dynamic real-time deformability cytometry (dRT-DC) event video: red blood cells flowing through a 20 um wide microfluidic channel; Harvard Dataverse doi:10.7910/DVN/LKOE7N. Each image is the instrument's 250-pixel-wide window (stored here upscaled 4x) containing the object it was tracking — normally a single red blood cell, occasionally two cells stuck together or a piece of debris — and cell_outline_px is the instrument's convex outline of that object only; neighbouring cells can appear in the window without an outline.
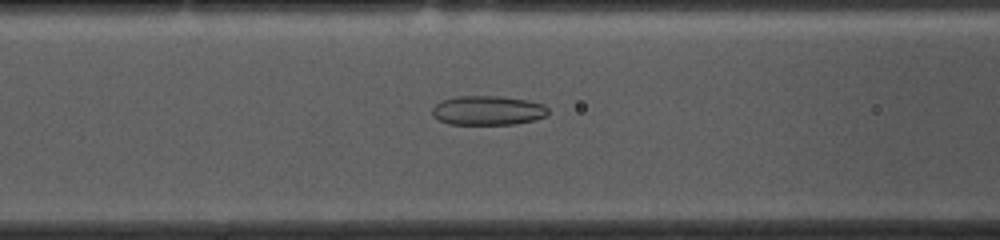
{"species": "common noctule bat (a hibernating species)", "species_latin": "Nyctalus noctula", "temperature_condition": "cold", "stored_images_in_passage": 53, "camera_frame_rate_fps": 3000, "um_per_image_px": 0.085, "animal": {"sex": "female", "body_mass_g": 10.0, "forearm_length_mm": 53.1}, "frame": {"image": 1, "passage_image": 20, "time_ms": 6.333, "image_size_px": [1000, 240], "cell_outline_px": [[548, 116], [516, 124], [448, 124], [432, 116], [432, 108], [440, 100], [456, 96], [496, 96], [528, 100], [544, 104], [548, 108]], "centroid_in_image_um": [41.46, 9.38], "position_along_channel_um": 125.1, "area_um2": 19.94}}
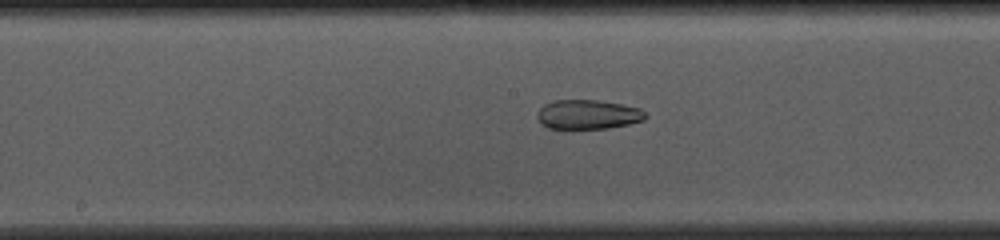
{"frame": {"image": 2, "passage_image": 26, "time_ms": 8.333, "image_size_px": [1000, 240], "cell_outline_px": [[648, 116], [644, 120], [628, 124], [608, 128], [564, 132], [548, 128], [540, 124], [536, 116], [536, 112], [544, 104], [552, 100], [600, 100], [640, 108]], "centroid_in_image_um": [49.88, 9.78], "position_along_channel_um": 198.3, "area_um2": 19.48}}
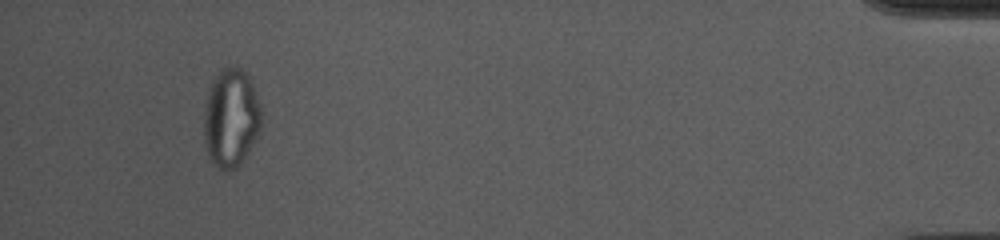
{"frame": {"image": 3, "passage_image": 50, "time_ms": 16.333, "image_size_px": [1000, 240], "cell_outline_px": [[260, 132], [256, 140], [240, 164], [236, 168], [228, 172], [220, 168], [208, 156], [204, 140], [204, 112], [208, 92], [212, 80], [224, 68], [240, 68], [252, 80], [260, 108]], "centroid_in_image_um": [19.63, 10.06], "position_along_channel_um": 415.6, "area_um2": 32.71}, "authors_computed_cell_mechanics": {"area_um2": 24.4494, "velocity_mm_per_s": 3.6552, "shape_relaxation_time_tau1_ms": null, "shape_relaxation_time_tau2_ms": 1.7512, "deformation_change_tau1": null, "deformation_change_tau2": 0.0659}}